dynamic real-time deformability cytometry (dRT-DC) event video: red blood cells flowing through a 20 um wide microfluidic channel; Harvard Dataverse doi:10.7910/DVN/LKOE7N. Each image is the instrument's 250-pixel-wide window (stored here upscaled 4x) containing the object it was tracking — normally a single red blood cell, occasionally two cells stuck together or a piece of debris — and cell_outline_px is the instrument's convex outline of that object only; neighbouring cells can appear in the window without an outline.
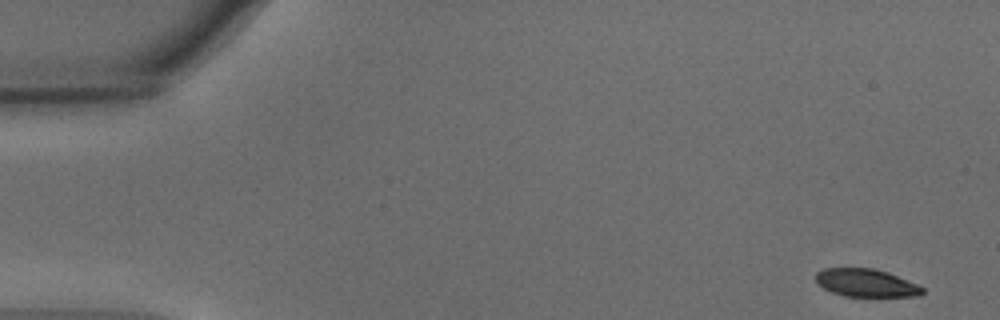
{"species": "common noctule bat (a hibernating species)", "species_latin": "Nyctalus noctula", "temperature_condition": "warm", "stored_images_in_passage": 46, "camera_frame_rate_fps": 3000, "um_per_image_px": 0.085, "animal": {"sex": "male", "body_mass_g": 15.6}, "frame": {"image": 1, "passage_image": 1, "time_ms": 0.0, "image_size_px": [1000, 320], "cell_outline_px": [[924, 292], [920, 296], [844, 296], [832, 292], [816, 284], [816, 272], [824, 268], [872, 268], [888, 272], [916, 284], [924, 288]], "centroid_in_image_um": [73.59, 24.04], "position_along_channel_um": 11.4, "area_um2": 17.28}}
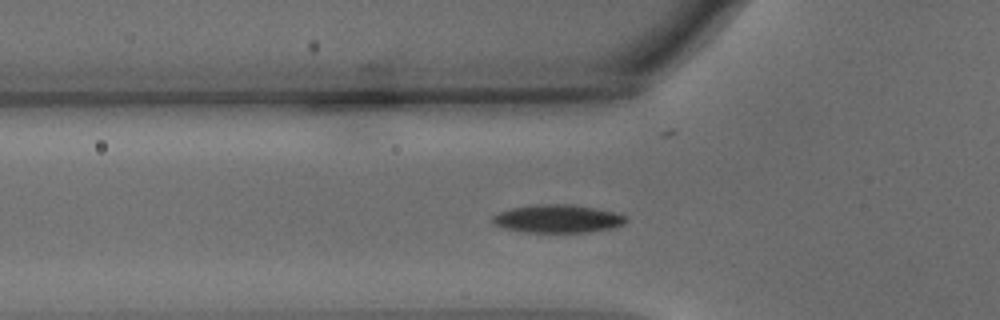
{"frame": {"image": 2, "passage_image": 17, "time_ms": 5.333, "image_size_px": [1000, 320], "cell_outline_px": [[628, 220], [624, 224], [608, 228], [584, 232], [528, 232], [504, 228], [492, 224], [492, 216], [496, 212], [512, 208], [544, 204], [572, 204], [616, 212], [628, 216]], "centroid_in_image_um": [47.39, 18.58], "position_along_channel_um": 78.4, "area_um2": 21.73}}
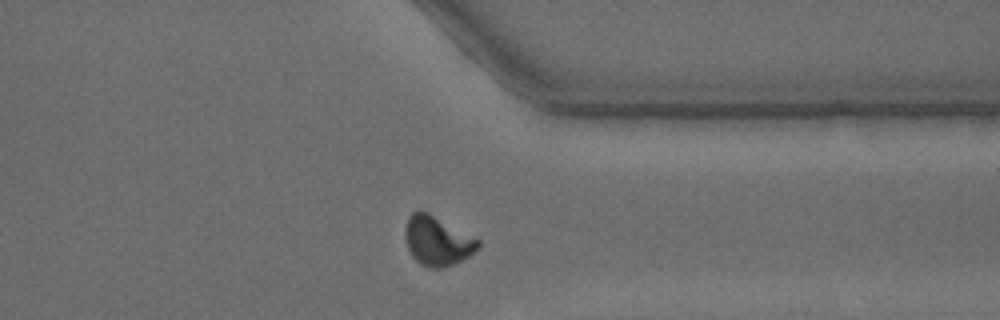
{"frame": {"image": 3, "passage_image": 41, "time_ms": 13.333, "image_size_px": [1000, 320], "cell_outline_px": [[480, 248], [468, 256], [452, 264], [440, 268], [432, 268], [420, 264], [412, 256], [408, 248], [404, 236], [404, 232], [408, 216], [412, 212], [420, 208], [428, 212], [480, 240]], "centroid_in_image_um": [37.14, 20.44], "position_along_channel_um": 374.3, "area_um2": 20.98}, "authors_computed_cell_mechanics": {"area_um2": 20.5768, "velocity_mm_per_s": 3.7204, "shape_relaxation_time_tau1_ms": 2.5728, "shape_relaxation_time_tau2_ms": 1.8904, "deformation_change_tau1": 0.1508, "deformation_change_tau2": 0.0661}}